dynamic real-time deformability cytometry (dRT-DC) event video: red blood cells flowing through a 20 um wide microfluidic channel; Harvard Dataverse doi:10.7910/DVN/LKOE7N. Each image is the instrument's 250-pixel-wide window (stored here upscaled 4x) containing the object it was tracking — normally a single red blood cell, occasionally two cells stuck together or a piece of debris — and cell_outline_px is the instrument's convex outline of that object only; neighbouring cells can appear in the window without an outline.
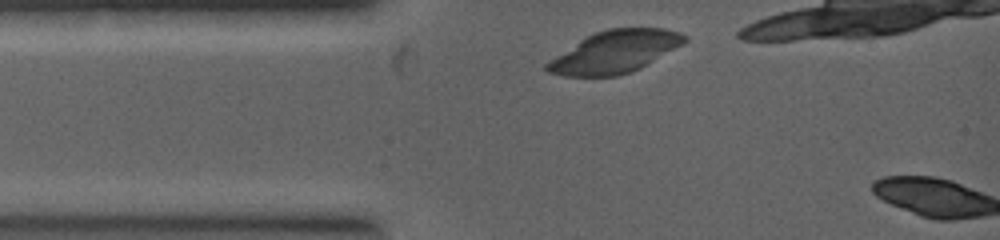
{"species": "common noctule bat (a hibernating species)", "species_latin": "Nyctalus noctula", "temperature_condition": "warm", "stored_images_in_passage": 2, "camera_frame_rate_fps": 5000, "um_per_image_px": 0.085, "animal": {"sex": "female", "body_mass_g": 19.0, "forearm_length_mm": 53.3}, "frame": {"image": 1, "passage_image": 1, "time_ms": 0.0, "image_size_px": [1000, 240], "cell_outline_px": [[688, 40], [640, 68], [616, 76], [564, 76], [548, 72], [544, 68], [544, 64], [584, 36], [592, 32], [608, 28], [664, 28], [680, 32], [688, 36]], "centroid_in_image_um": [52.22, 4.39], "position_along_channel_um": 32.8, "area_um2": 33.7}}